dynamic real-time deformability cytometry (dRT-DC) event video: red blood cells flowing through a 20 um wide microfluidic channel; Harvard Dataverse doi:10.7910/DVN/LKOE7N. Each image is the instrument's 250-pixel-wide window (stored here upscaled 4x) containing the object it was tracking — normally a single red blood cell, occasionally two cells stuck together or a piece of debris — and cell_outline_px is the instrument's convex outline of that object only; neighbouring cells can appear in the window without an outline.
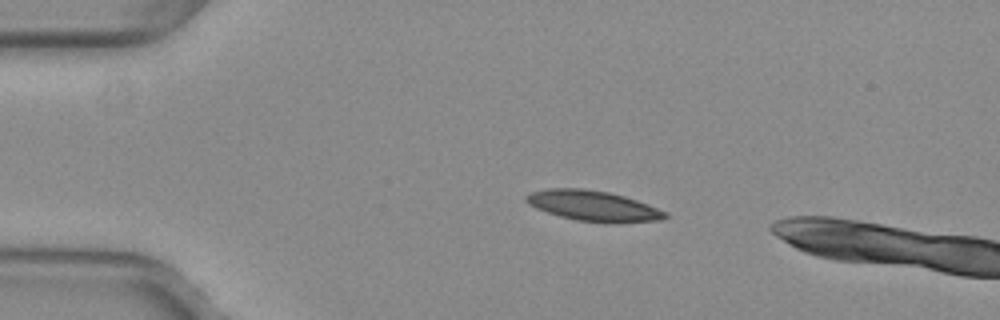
{"species": "common noctule bat (a hibernating species)", "species_latin": "Nyctalus noctula", "temperature_condition": "warm", "stored_images_in_passage": 13, "camera_frame_rate_fps": 3000, "um_per_image_px": 0.085, "animal": {"sex": "female", "body_mass_g": 29.2, "forearm_length_mm": 56.3}, "frame": {"image": 1, "passage_image": 10, "time_ms": 3.0, "image_size_px": [1000, 320], "cell_outline_px": [[668, 216], [660, 220], [576, 220], [560, 216], [536, 208], [528, 204], [524, 200], [524, 196], [532, 192], [544, 188], [584, 188], [608, 192], [624, 196], [648, 204], [668, 212]], "centroid_in_image_um": [50.33, 17.43], "position_along_channel_um": 34.7, "area_um2": 23.7}}